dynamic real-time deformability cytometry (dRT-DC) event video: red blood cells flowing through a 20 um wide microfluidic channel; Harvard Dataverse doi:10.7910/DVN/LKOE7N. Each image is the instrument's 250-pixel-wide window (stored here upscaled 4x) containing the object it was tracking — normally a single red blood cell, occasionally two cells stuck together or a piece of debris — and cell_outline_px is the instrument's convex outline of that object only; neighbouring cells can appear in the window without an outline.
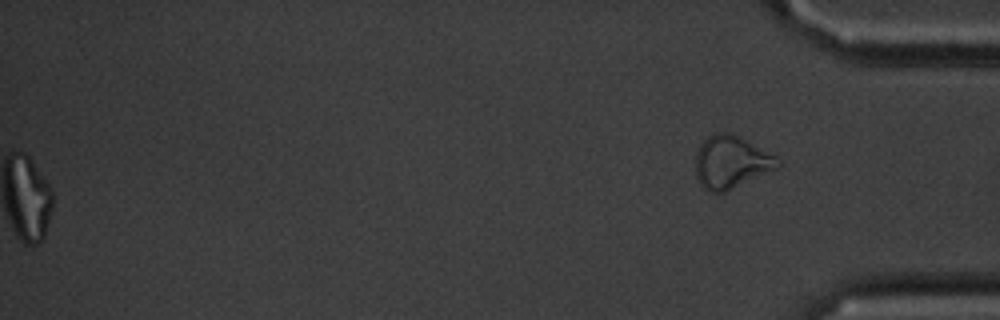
{"species": "common noctule bat (a hibernating species)", "species_latin": "Nyctalus noctula", "temperature_condition": "cold", "stored_images_in_passage": 56, "segment_of_instrument_passage": [2, 2], "camera_frame_rate_fps": 3000, "um_per_image_px": 0.085, "animal": {"sex": "male", "body_mass_g": 20.1, "forearm_length_mm": 53.5}, "frame": {"image": 1, "passage_image": 56, "time_ms": 18.333, "image_size_px": [1000, 320], "cell_outline_px": [[784, 164], [780, 168], [724, 192], [708, 192], [700, 184], [696, 176], [696, 152], [700, 144], [708, 136], [716, 132], [732, 132], [740, 136], [776, 156]], "centroid_in_image_um": [62.17, 13.77], "position_along_channel_um": 373.0, "area_um2": 25.55}}